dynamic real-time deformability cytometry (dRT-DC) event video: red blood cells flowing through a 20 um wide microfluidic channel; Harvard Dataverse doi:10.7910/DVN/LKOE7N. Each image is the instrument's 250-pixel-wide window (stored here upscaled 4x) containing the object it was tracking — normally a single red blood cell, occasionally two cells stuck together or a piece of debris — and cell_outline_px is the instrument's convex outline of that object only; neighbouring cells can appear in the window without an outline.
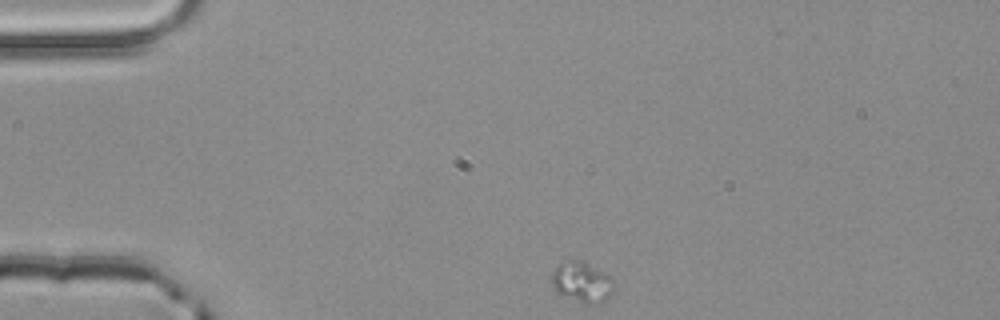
{"species": "common noctule bat (a hibernating species)", "species_latin": "Nyctalus noctula", "temperature_condition": "room temperature", "stored_images_in_passage": 4, "segment_of_instrument_passage": [2, 2], "camera_frame_rate_fps": 3000, "um_per_image_px": 0.085, "animal": {"sex": "male", "body_mass_g": 20.4}, "frame": {"image": 1, "passage_image": 4, "time_ms": 1.0, "image_size_px": [1000, 320], "cell_outline_px": [[612, 292], [604, 300], [596, 304], [584, 304], [560, 296], [552, 288], [552, 272], [556, 264], [568, 260], [584, 260], [612, 276]], "centroid_in_image_um": [49.42, 23.97], "position_along_channel_um": 35.6, "area_um2": 15.09}}